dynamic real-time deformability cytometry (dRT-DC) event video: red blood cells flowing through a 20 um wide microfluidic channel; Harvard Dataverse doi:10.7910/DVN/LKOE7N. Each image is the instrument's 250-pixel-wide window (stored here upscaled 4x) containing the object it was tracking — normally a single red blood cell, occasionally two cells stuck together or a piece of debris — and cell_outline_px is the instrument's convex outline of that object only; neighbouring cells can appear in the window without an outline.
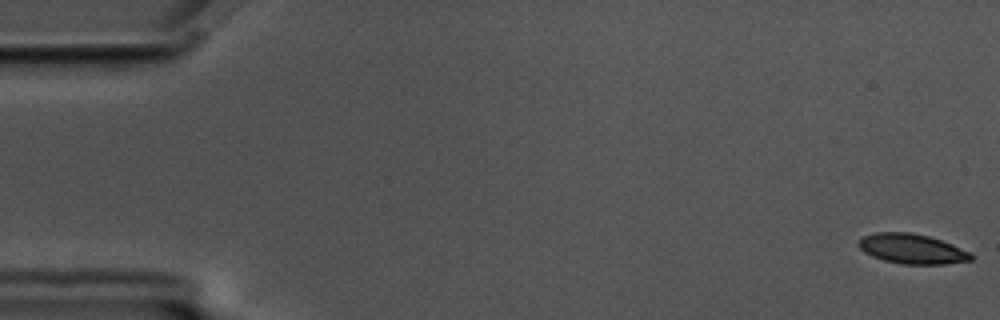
{"species": "common noctule bat (a hibernating species)", "species_latin": "Nyctalus noctula", "temperature_condition": "cold", "stored_images_in_passage": 58, "camera_frame_rate_fps": 3000, "um_per_image_px": 0.085, "animal": {"sex": "male", "body_mass_g": 17.5, "forearm_length_mm": 52.3}, "frame": {"image": 1, "passage_image": 1, "time_ms": 0.0, "image_size_px": [1000, 320], "cell_outline_px": [[972, 260], [944, 264], [900, 264], [884, 260], [872, 256], [864, 252], [856, 244], [864, 236], [876, 232], [912, 232], [928, 236], [940, 240], [972, 252]], "centroid_in_image_um": [77.51, 21.15], "position_along_channel_um": 7.5, "area_um2": 19.54}}
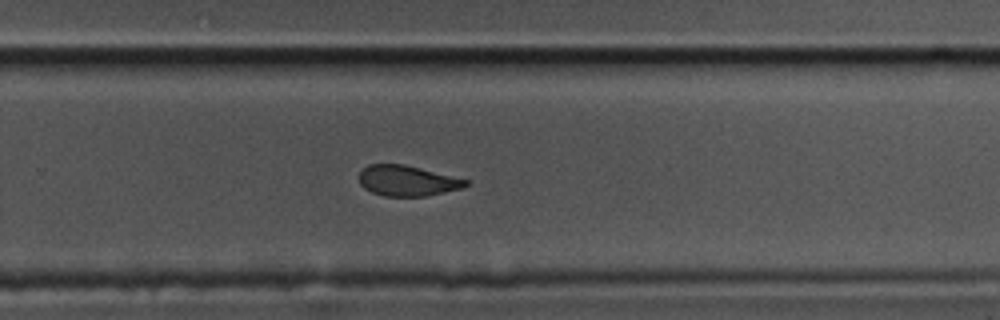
{"frame": {"image": 2, "passage_image": 38, "time_ms": 12.333, "image_size_px": [1000, 320], "cell_outline_px": [[472, 184], [460, 188], [444, 192], [424, 196], [384, 196], [372, 192], [364, 188], [360, 184], [360, 172], [368, 164], [404, 164], [468, 180]], "centroid_in_image_um": [34.61, 15.36], "position_along_channel_um": 295.2, "area_um2": 18.79}}
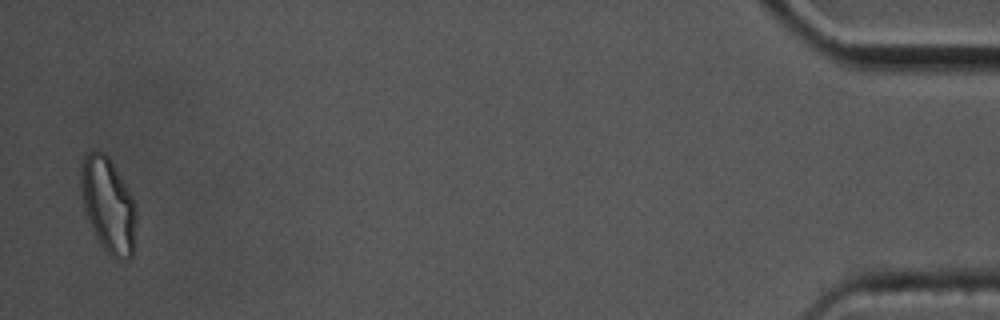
{"frame": {"image": 3, "passage_image": 57, "time_ms": 18.667, "image_size_px": [1000, 320], "cell_outline_px": [[136, 220], [132, 256], [128, 260], [116, 260], [100, 244], [88, 220], [84, 208], [80, 192], [80, 172], [84, 156], [88, 152], [104, 152], [108, 156], [132, 196], [136, 204]], "centroid_in_image_um": [9.2, 17.44], "position_along_channel_um": 426.0, "area_um2": 30.58}, "authors_computed_cell_mechanics": {"area_um2": 20.9236, "velocity_mm_per_s": 3.4707, "shape_relaxation_time_tau1_ms": 5.8243, "shape_relaxation_time_tau2_ms": 3.5449, "deformation_change_tau1": 0.1504, "deformation_change_tau2": 0.0913}}